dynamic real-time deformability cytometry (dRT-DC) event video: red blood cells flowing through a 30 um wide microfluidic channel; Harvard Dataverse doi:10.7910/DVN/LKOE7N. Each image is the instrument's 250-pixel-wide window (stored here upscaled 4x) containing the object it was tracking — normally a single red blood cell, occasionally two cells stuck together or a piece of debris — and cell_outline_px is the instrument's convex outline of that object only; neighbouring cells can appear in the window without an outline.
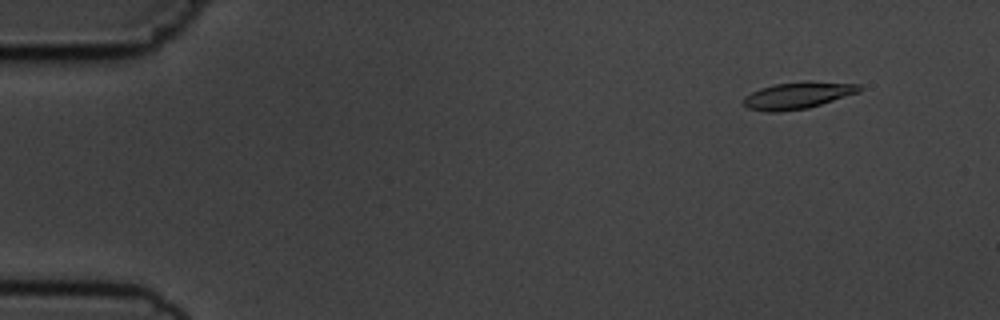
{"species": "common noctule bat (a hibernating species)", "species_latin": "Nyctalus noctula", "temperature_condition": "cold", "stored_images_in_passage": 5, "camera_frame_rate_fps": 3000, "um_per_image_px": 0.085, "animal": {"sex": "male", "body_mass_g": 19.5, "forearm_length_mm": 54.6}, "frame": {"image": 1, "passage_image": 2, "time_ms": 1.0, "image_size_px": [1000, 320], "cell_outline_px": [[864, 88], [860, 92], [808, 108], [780, 112], [764, 112], [748, 108], [744, 104], [744, 96], [760, 88], [776, 84], [808, 80], [860, 84]], "centroid_in_image_um": [67.85, 8.1], "position_along_channel_um": 17.2, "area_um2": 18.32}}
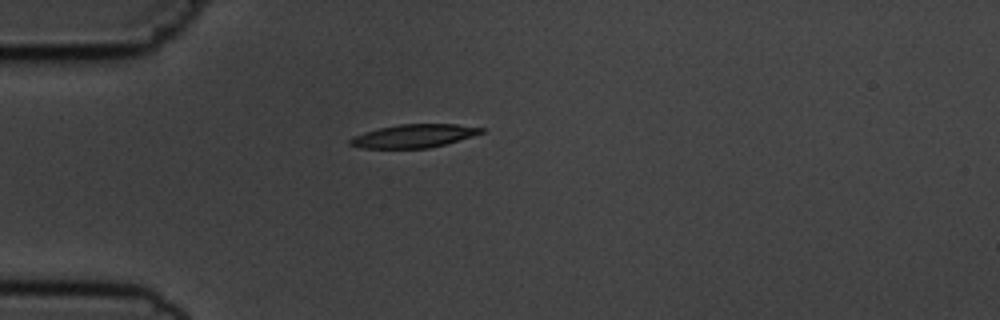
{"frame": {"image": 2, "passage_image": 5, "time_ms": 4.333, "image_size_px": [1000, 320], "cell_outline_px": [[484, 132], [472, 136], [444, 144], [428, 148], [360, 148], [348, 144], [348, 140], [364, 132], [380, 128], [400, 124], [456, 124], [484, 128]], "centroid_in_image_um": [35.16, 11.55], "position_along_channel_um": 49.8, "area_um2": 17.57}}